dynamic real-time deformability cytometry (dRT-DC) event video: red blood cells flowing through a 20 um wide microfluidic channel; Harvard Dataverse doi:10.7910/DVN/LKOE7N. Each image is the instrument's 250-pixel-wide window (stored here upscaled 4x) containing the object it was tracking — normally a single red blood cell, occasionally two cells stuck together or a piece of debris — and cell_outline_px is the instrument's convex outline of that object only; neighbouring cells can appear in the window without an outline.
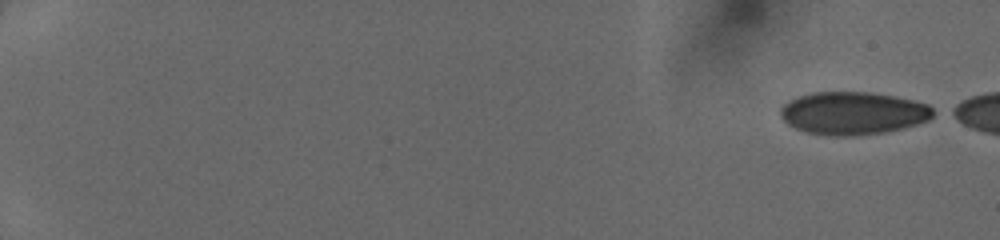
{"species": "human", "species_latin": "Homo sapiens", "temperature_condition": "cold", "stored_images_in_passage": 48, "camera_frame_rate_fps": 3000, "um_per_image_px": 0.085, "donor": {"sex": "female"}, "frame": {"image": 1, "passage_image": 1, "time_ms": 0.0, "image_size_px": [1000, 240], "cell_outline_px": [[940, 112], [928, 120], [904, 128], [884, 132], [848, 136], [832, 136], [808, 132], [796, 128], [788, 124], [780, 116], [780, 108], [788, 100], [796, 96], [812, 92], [868, 92], [892, 96], [912, 100], [928, 104], [936, 108]], "centroid_in_image_um": [72.54, 9.61], "position_along_channel_um": 12.5, "area_um2": 38.32}}
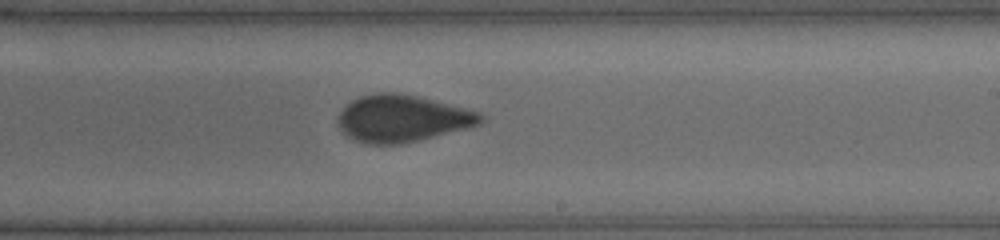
{"frame": {"image": 2, "passage_image": 32, "time_ms": 10.333, "image_size_px": [1000, 240], "cell_outline_px": [[484, 120], [480, 124], [468, 128], [400, 144], [368, 144], [356, 140], [348, 136], [340, 128], [336, 120], [336, 116], [340, 108], [352, 100], [360, 96], [372, 92], [396, 92], [416, 96], [480, 112], [484, 116]], "centroid_in_image_um": [34.14, 10.06], "position_along_channel_um": 254.9, "area_um2": 39.07}}
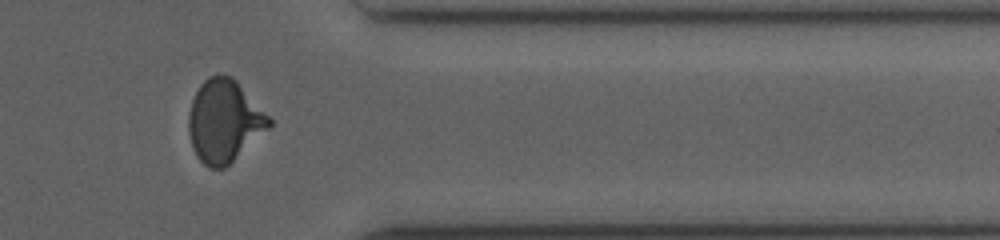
{"frame": {"image": 3, "passage_image": 42, "time_ms": 13.667, "image_size_px": [1000, 240], "cell_outline_px": [[272, 124], [268, 128], [224, 168], [208, 168], [196, 156], [188, 132], [188, 112], [192, 100], [200, 84], [208, 76], [232, 76], [236, 80], [272, 120]], "centroid_in_image_um": [19.02, 10.29], "position_along_channel_um": 392.4, "area_um2": 38.03}}